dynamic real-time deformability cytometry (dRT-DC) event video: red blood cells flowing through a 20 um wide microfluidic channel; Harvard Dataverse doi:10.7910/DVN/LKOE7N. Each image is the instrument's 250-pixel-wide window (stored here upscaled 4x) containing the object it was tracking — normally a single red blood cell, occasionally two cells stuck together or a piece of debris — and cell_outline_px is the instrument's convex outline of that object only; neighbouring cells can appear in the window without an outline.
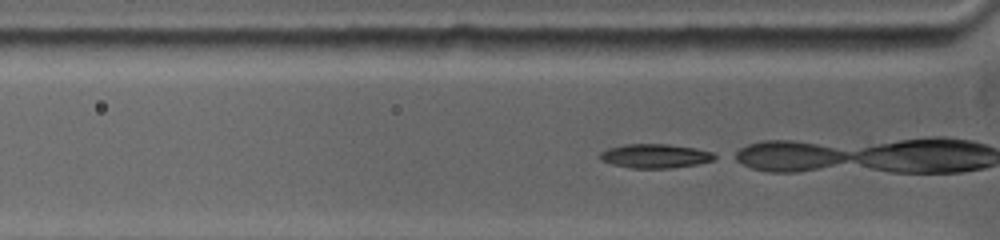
{"species": "common noctule bat (a hibernating species)", "species_latin": "Nyctalus noctula", "temperature_condition": "warm", "stored_images_in_passage": 8, "camera_frame_rate_fps": 5000, "um_per_image_px": 0.085, "animal": {"sex": "female", "body_mass_g": 19.0, "forearm_length_mm": 53.3}, "frame": {"image": 1, "passage_image": 2, "time_ms": 0.2, "image_size_px": [1000, 240], "cell_outline_px": [[720, 156], [712, 160], [696, 164], [668, 168], [632, 168], [612, 164], [600, 160], [600, 152], [608, 148], [628, 144], [664, 144], [696, 148], [712, 152]], "centroid_in_image_um": [55.69, 13.26], "position_along_channel_um": 70.1, "area_um2": 15.95}}